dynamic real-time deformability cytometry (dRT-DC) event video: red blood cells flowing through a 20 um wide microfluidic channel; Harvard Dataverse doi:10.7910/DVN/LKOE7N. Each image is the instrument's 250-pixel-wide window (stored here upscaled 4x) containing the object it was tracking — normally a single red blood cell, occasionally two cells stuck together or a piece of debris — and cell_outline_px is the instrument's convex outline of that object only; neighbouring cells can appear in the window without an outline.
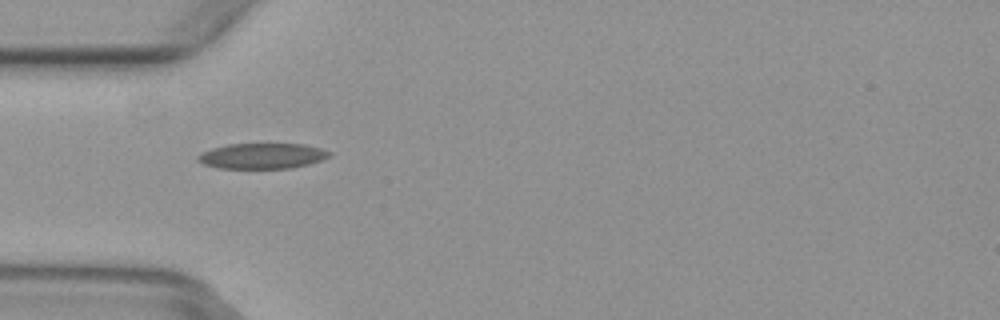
{"species": "common noctule bat (a hibernating species)", "species_latin": "Nyctalus noctula", "temperature_condition": "warm", "stored_images_in_passage": 3, "camera_frame_rate_fps": 3000, "um_per_image_px": 0.085, "animal": {"sex": "female", "body_mass_g": 29.2, "forearm_length_mm": 56.3}, "frame": {"image": 1, "passage_image": 2, "time_ms": 0.333, "image_size_px": [1000, 320], "cell_outline_px": [[332, 152], [328, 156], [320, 160], [308, 164], [292, 168], [216, 168], [204, 164], [196, 160], [196, 156], [200, 152], [212, 148], [228, 144], [304, 144], [320, 148]], "centroid_in_image_um": [22.23, 13.25], "position_along_channel_um": 62.8, "area_um2": 19.54}}
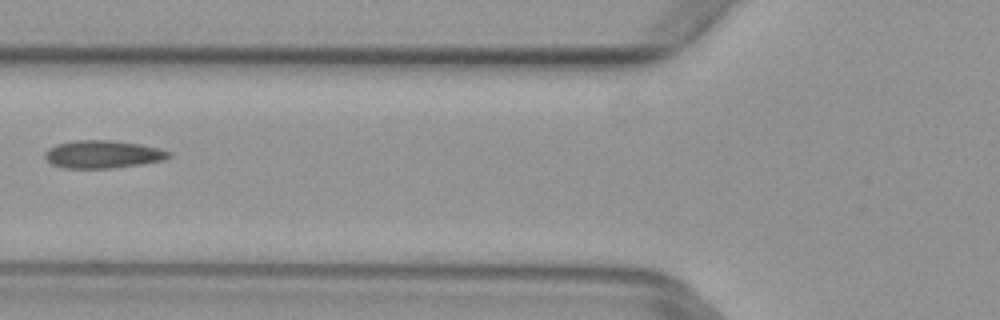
{"frame": {"image": 2, "passage_image": 3, "time_ms": 0.667, "image_size_px": [1000, 320], "cell_outline_px": [[172, 156], [164, 160], [140, 164], [112, 168], [64, 168], [52, 164], [44, 156], [44, 152], [48, 148], [56, 144], [72, 140], [112, 140], [140, 144], [172, 152]], "centroid_in_image_um": [8.72, 13.11], "position_along_channel_um": 117.1, "area_um2": 20.11}}